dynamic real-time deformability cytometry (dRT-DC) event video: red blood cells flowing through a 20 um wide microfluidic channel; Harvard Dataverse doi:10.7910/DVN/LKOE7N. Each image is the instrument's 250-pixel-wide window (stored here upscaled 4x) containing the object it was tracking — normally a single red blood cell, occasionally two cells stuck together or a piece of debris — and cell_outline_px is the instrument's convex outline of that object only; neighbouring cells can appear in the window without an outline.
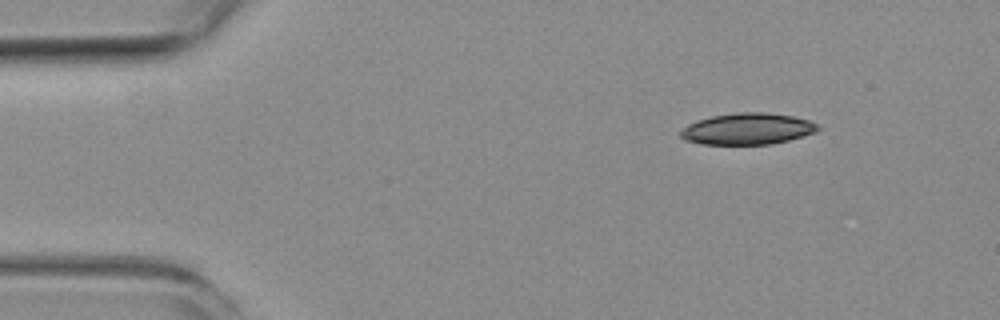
{"species": "common noctule bat (a hibernating species)", "species_latin": "Nyctalus noctula", "temperature_condition": "room temperature", "stored_images_in_passage": 5, "segment_of_instrument_passage": [2, 2], "camera_frame_rate_fps": 3000, "um_per_image_px": 0.085, "animal": {"sex": "female", "body_mass_g": 19.3, "forearm_length_mm": 54.1}, "frame": {"image": 1, "passage_image": 5, "time_ms": 5.0, "image_size_px": [1000, 320], "cell_outline_px": [[820, 128], [816, 132], [788, 140], [772, 144], [700, 144], [684, 140], [680, 136], [680, 132], [688, 124], [696, 120], [712, 116], [736, 112], [764, 112], [792, 116], [808, 120], [816, 124]], "centroid_in_image_um": [63.51, 10.95], "position_along_channel_um": 21.5, "area_um2": 25.09}}